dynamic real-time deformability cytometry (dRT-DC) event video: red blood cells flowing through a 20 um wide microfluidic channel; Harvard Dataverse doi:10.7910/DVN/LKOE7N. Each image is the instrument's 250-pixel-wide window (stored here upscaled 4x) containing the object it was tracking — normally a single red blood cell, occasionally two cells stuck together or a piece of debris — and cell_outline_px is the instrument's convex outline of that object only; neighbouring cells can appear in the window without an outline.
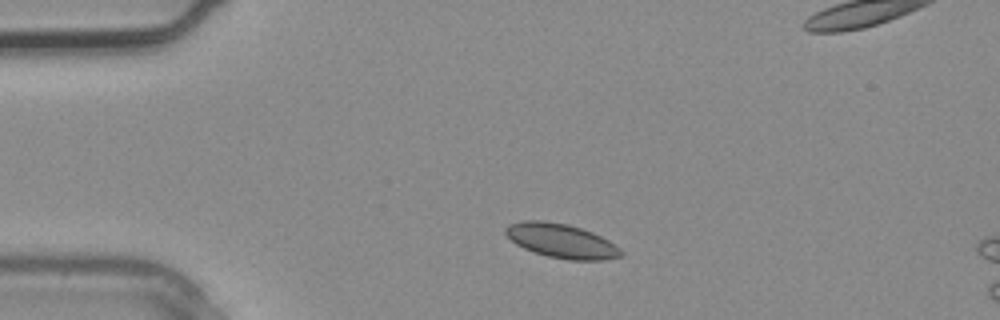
{"species": "common noctule bat (a hibernating species)", "species_latin": "Nyctalus noctula", "temperature_condition": "warm", "stored_images_in_passage": 9, "camera_frame_rate_fps": 3000, "um_per_image_px": 0.085, "animal": {"sex": "male", "body_mass_g": 20.4}, "frame": {"image": 1, "passage_image": 1, "time_ms": 0.0, "image_size_px": [1000, 320], "cell_outline_px": [[624, 256], [604, 260], [568, 260], [548, 256], [524, 248], [516, 244], [504, 232], [504, 228], [508, 224], [520, 220], [540, 220], [568, 224], [592, 232], [608, 240], [620, 248], [624, 252]], "centroid_in_image_um": [47.73, 20.47], "position_along_channel_um": 37.3, "area_um2": 23.06}}